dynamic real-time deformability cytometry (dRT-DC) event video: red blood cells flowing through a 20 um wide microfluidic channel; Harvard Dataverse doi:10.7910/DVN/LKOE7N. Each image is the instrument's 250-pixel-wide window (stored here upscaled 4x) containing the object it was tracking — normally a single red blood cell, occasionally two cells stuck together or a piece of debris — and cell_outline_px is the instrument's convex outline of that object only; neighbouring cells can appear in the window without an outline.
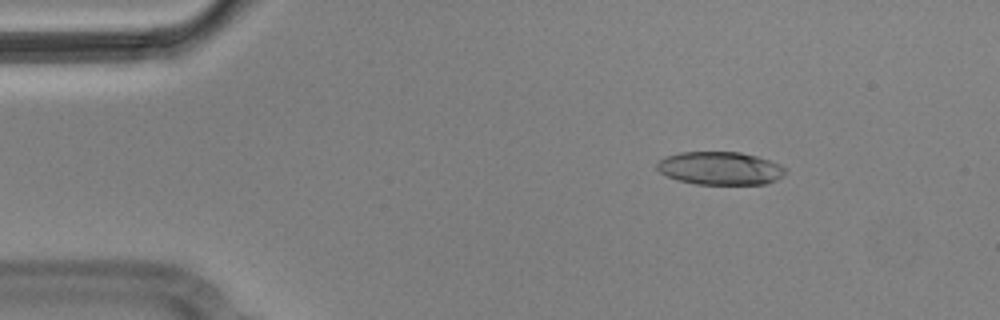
{"species": "Egyptian fruit bat (a non-hibernating species)", "species_latin": "Rousettus aegyptiacus", "temperature_condition": "cold", "stored_images_in_passage": 4, "camera_frame_rate_fps": 3000, "um_per_image_px": 0.085, "animal": {"sex": "male"}, "frame": {"image": 1, "passage_image": 2, "time_ms": 0.333, "image_size_px": [1000, 320], "cell_outline_px": [[788, 168], [776, 180], [764, 184], [696, 184], [676, 180], [660, 172], [656, 168], [656, 164], [660, 160], [668, 156], [680, 152], [740, 152], [756, 156], [780, 164]], "centroid_in_image_um": [61.2, 14.3], "position_along_channel_um": 23.8, "area_um2": 24.62}}